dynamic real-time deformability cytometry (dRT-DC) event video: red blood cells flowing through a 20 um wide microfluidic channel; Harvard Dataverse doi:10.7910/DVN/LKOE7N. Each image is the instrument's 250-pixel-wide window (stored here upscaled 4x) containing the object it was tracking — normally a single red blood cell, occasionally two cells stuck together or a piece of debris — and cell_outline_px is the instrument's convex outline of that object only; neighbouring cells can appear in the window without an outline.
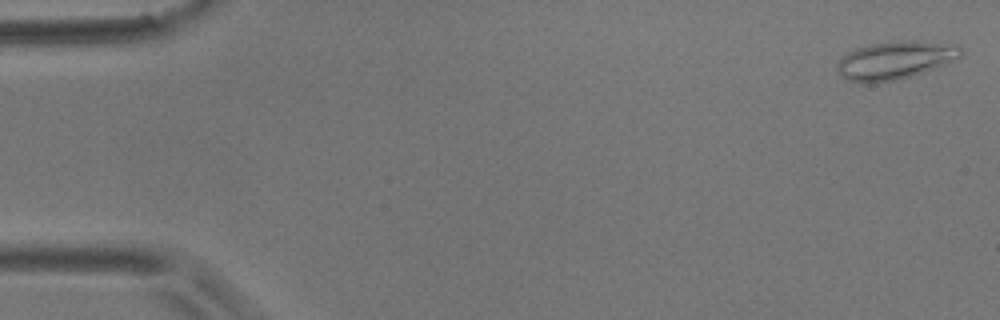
{"species": "common noctule bat (a hibernating species)", "species_latin": "Nyctalus noctula", "temperature_condition": "room temperature", "stored_images_in_passage": 56, "camera_frame_rate_fps": 3000, "um_per_image_px": 0.085, "animal": {"sex": "male", "body_mass_g": 17.9}, "frame": {"image": 1, "passage_image": 1, "time_ms": 0.0, "image_size_px": [1000, 320], "cell_outline_px": [[964, 52], [960, 56], [948, 64], [896, 80], [872, 84], [868, 84], [848, 80], [840, 76], [836, 68], [836, 64], [848, 52], [856, 48], [872, 44], [892, 40], [948, 40], [960, 44]], "centroid_in_image_um": [76.18, 5.08], "position_along_channel_um": 8.8, "area_um2": 28.38}}
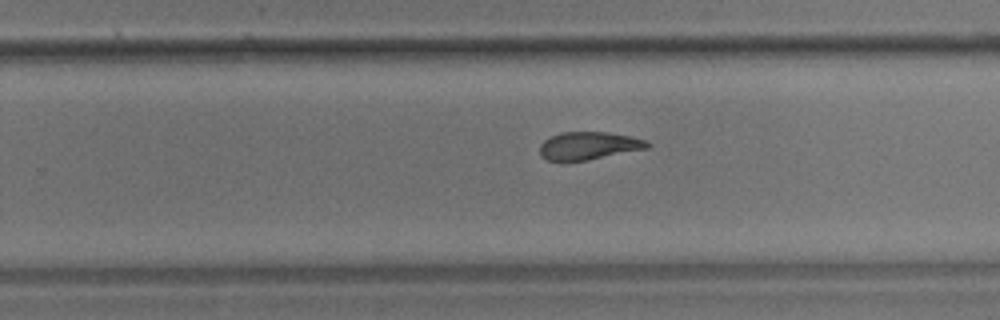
{"frame": {"image": 2, "passage_image": 35, "time_ms": 11.333, "image_size_px": [1000, 320], "cell_outline_px": [[652, 144], [648, 148], [584, 160], [548, 160], [540, 156], [540, 144], [544, 140], [560, 132], [608, 132], [648, 140]], "centroid_in_image_um": [50.05, 12.37], "position_along_channel_um": 279.8, "area_um2": 17.17}}
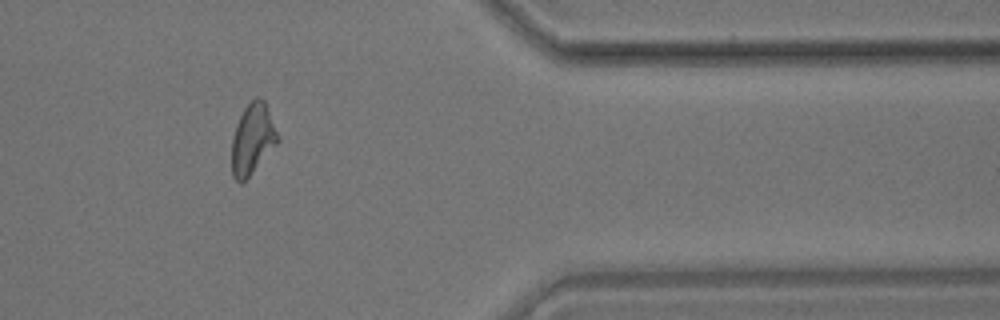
{"frame": {"image": 3, "passage_image": 46, "time_ms": 15.0, "image_size_px": [1000, 320], "cell_outline_px": [[280, 140], [248, 176], [240, 184], [232, 176], [232, 136], [236, 124], [244, 108], [256, 96], [260, 96], [264, 100], [280, 136]], "centroid_in_image_um": [21.47, 11.78], "position_along_channel_um": 389.9, "area_um2": 18.79}, "authors_computed_cell_mechanics": {"area_um2": 19.3052, "velocity_mm_per_s": 3.5612, "shape_relaxation_time_tau1_ms": 9.4368, "shape_relaxation_time_tau2_ms": 3.962, "deformation_change_tau1": 0.2032, "deformation_change_tau2": 0.123}}